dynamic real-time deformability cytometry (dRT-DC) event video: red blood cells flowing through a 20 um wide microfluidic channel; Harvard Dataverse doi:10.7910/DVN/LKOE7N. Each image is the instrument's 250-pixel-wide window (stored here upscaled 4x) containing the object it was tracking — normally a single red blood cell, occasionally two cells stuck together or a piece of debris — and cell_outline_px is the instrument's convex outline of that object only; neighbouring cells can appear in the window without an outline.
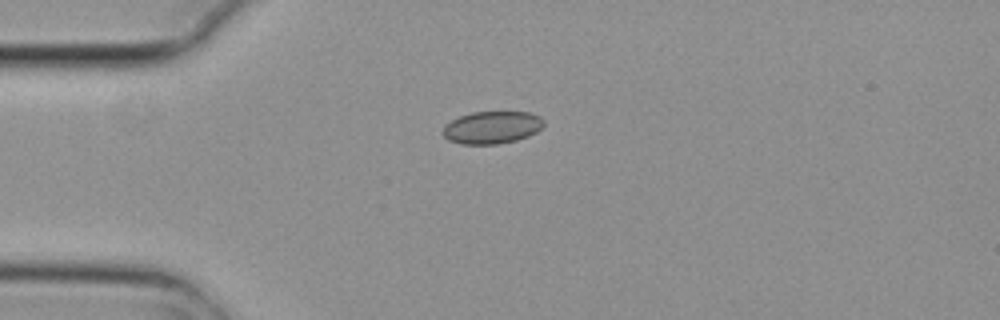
{"species": "common noctule bat (a hibernating species)", "species_latin": "Nyctalus noctula", "temperature_condition": "cold", "stored_images_in_passage": 3, "camera_frame_rate_fps": 3000, "um_per_image_px": 0.085, "animal": {"sex": "female", "body_mass_g": 29.2, "forearm_length_mm": 56.3}, "frame": {"image": 1, "passage_image": 1, "time_ms": 0.0, "image_size_px": [1000, 320], "cell_outline_px": [[544, 124], [536, 132], [528, 136], [516, 140], [496, 144], [460, 144], [448, 140], [440, 132], [444, 124], [460, 116], [472, 112], [528, 112], [540, 116], [544, 120]], "centroid_in_image_um": [41.78, 10.83], "position_along_channel_um": 43.2, "area_um2": 19.19}}
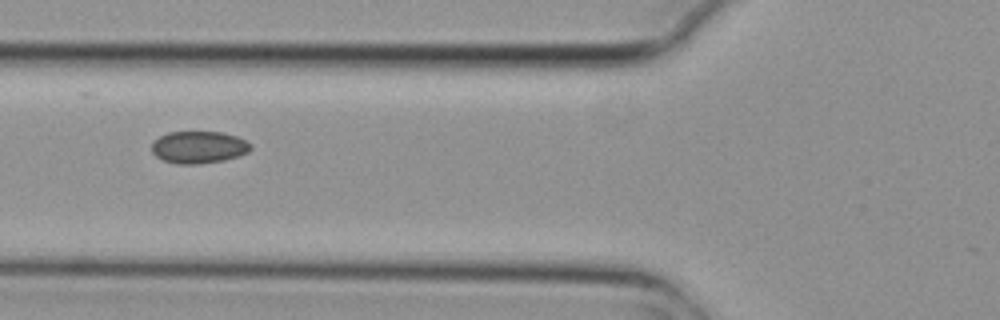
{"frame": {"image": 2, "passage_image": 3, "time_ms": 0.667, "image_size_px": [1000, 320], "cell_outline_px": [[252, 148], [248, 152], [224, 160], [200, 164], [176, 164], [164, 160], [156, 156], [152, 152], [152, 140], [168, 132], [224, 132], [236, 136], [252, 144]], "centroid_in_image_um": [16.88, 12.51], "position_along_channel_um": 108.9, "area_um2": 18.61}}